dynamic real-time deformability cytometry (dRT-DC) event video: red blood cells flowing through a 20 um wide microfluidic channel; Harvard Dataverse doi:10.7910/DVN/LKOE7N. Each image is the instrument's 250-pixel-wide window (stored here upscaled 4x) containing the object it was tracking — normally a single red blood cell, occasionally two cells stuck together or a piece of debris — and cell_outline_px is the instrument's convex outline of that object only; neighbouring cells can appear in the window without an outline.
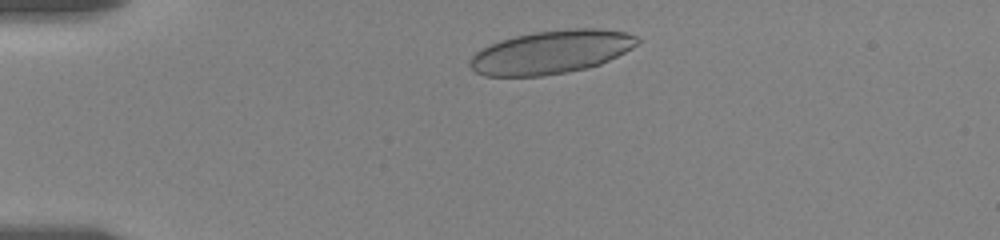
{"species": "human", "species_latin": "Homo sapiens", "temperature_condition": "room temperature", "stored_images_in_passage": 29, "camera_frame_rate_fps": 3000, "um_per_image_px": 0.085, "donor": {"sex": "female"}, "frame": {"image": 1, "passage_image": 3, "time_ms": 1.0, "image_size_px": [1000, 240], "cell_outline_px": [[640, 40], [632, 48], [600, 64], [588, 68], [568, 72], [540, 76], [484, 76], [476, 72], [468, 64], [468, 60], [476, 52], [488, 44], [500, 40], [532, 32], [572, 28], [596, 28], [624, 32], [636, 36]], "centroid_in_image_um": [46.81, 4.43], "position_along_channel_um": 38.2, "area_um2": 42.25}}
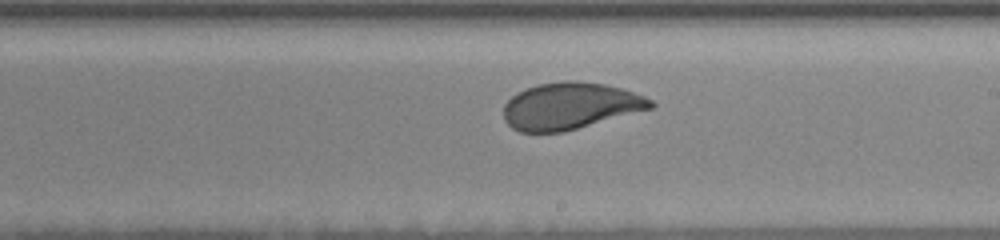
{"frame": {"image": 2, "passage_image": 18, "time_ms": 8.0, "image_size_px": [1000, 240], "cell_outline_px": [[656, 104], [652, 108], [564, 132], [520, 132], [512, 128], [504, 120], [504, 104], [516, 92], [524, 88], [536, 84], [564, 80], [576, 80], [604, 84], [620, 88], [644, 96], [652, 100]], "centroid_in_image_um": [48.43, 9.0], "position_along_channel_um": 240.6, "area_um2": 40.23}}
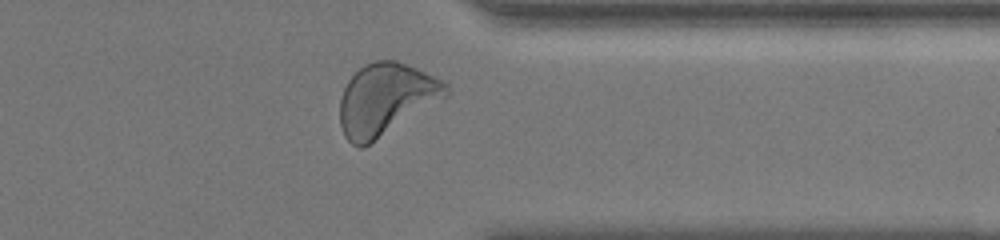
{"frame": {"image": 3, "passage_image": 28, "time_ms": 12.0, "image_size_px": [1000, 240], "cell_outline_px": [[448, 96], [364, 148], [360, 148], [352, 144], [344, 136], [340, 124], [340, 100], [344, 88], [348, 80], [364, 64], [376, 60], [396, 60], [416, 68], [444, 80], [448, 84]], "centroid_in_image_um": [32.8, 8.45], "position_along_channel_um": 378.6, "area_um2": 44.51}, "authors_computed_cell_mechanics": {"area_um2": 41.2114, "velocity_mm_per_s": 3.5066, "shape_relaxation_time_tau1_ms": 3.0981, "shape_relaxation_time_tau2_ms": null, "deformation_change_tau1": 0.1145, "deformation_change_tau2": null}}